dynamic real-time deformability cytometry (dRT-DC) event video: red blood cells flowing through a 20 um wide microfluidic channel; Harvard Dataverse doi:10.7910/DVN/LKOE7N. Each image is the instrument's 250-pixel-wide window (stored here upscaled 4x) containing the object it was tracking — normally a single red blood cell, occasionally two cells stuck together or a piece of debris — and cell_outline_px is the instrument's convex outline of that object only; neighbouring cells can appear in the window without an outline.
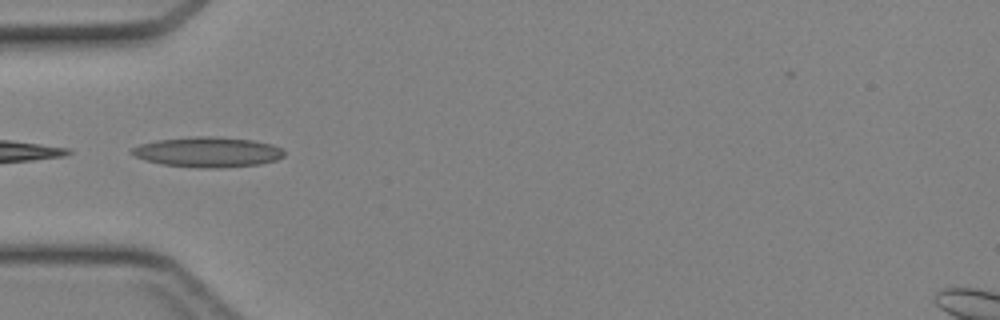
{"species": "Egyptian fruit bat (a non-hibernating species)", "species_latin": "Rousettus aegyptiacus", "temperature_condition": "cold", "stored_images_in_passage": 20, "camera_frame_rate_fps": 3000, "um_per_image_px": 0.085, "animal": {"sex": "female"}, "frame": {"image": 1, "passage_image": 1, "time_ms": 0.0, "image_size_px": [1000, 320], "cell_outline_px": [[284, 156], [276, 160], [260, 164], [220, 168], [200, 168], [160, 164], [136, 156], [128, 152], [132, 148], [140, 144], [156, 140], [196, 136], [220, 136], [252, 140], [272, 144], [280, 148], [284, 152]], "centroid_in_image_um": [17.66, 12.92], "position_along_channel_um": 67.3, "area_um2": 26.88}}